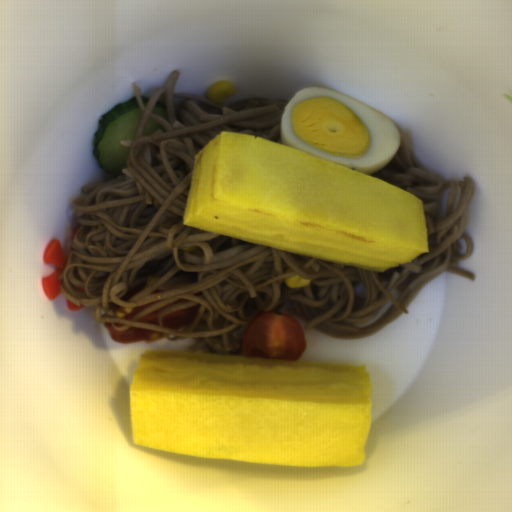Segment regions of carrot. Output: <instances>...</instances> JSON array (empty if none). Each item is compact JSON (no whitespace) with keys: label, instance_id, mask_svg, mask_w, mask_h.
<instances>
[{"label":"carrot","instance_id":"obj_1","mask_svg":"<svg viewBox=\"0 0 512 512\" xmlns=\"http://www.w3.org/2000/svg\"><path fill=\"white\" fill-rule=\"evenodd\" d=\"M67 262L68 259L61 247L60 240L54 237L43 251V264H53L56 267L54 273L41 278L42 287L48 301L55 300L56 296L62 292L61 279L58 276Z\"/></svg>","mask_w":512,"mask_h":512},{"label":"carrot","instance_id":"obj_2","mask_svg":"<svg viewBox=\"0 0 512 512\" xmlns=\"http://www.w3.org/2000/svg\"><path fill=\"white\" fill-rule=\"evenodd\" d=\"M66 305H67L68 310H72L73 311V310L83 309L85 304H81L80 303V305H78L75 302H73V301H71V300L66 298Z\"/></svg>","mask_w":512,"mask_h":512},{"label":"carrot","instance_id":"obj_3","mask_svg":"<svg viewBox=\"0 0 512 512\" xmlns=\"http://www.w3.org/2000/svg\"><path fill=\"white\" fill-rule=\"evenodd\" d=\"M82 226H77L75 227L74 229H72V234H71V239H73L75 241L76 239V235L77 233L79 232V230L81 229Z\"/></svg>","mask_w":512,"mask_h":512},{"label":"carrot","instance_id":"obj_4","mask_svg":"<svg viewBox=\"0 0 512 512\" xmlns=\"http://www.w3.org/2000/svg\"><path fill=\"white\" fill-rule=\"evenodd\" d=\"M75 288L76 291H79L81 293H85V287H76V286H73Z\"/></svg>","mask_w":512,"mask_h":512}]
</instances>
